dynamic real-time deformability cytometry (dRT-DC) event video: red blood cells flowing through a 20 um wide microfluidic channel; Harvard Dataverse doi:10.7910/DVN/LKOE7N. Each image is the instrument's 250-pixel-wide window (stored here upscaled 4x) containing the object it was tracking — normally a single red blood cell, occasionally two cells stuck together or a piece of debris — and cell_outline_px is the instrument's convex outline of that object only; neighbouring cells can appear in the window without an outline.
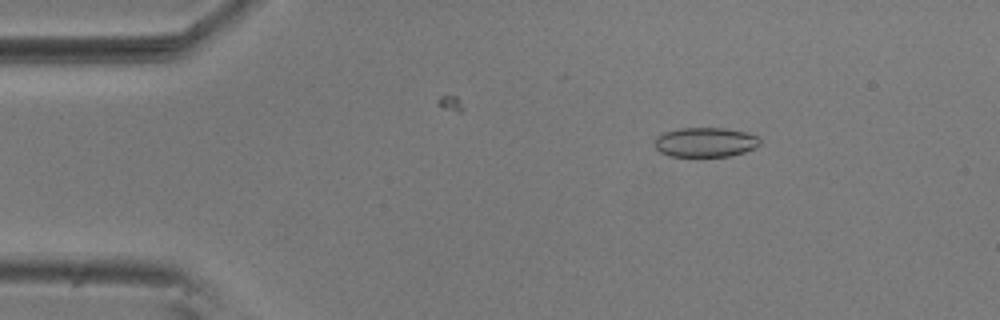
{"species": "common noctule bat (a hibernating species)", "species_latin": "Nyctalus noctula", "temperature_condition": "room temperature", "stored_images_in_passage": 45, "camera_frame_rate_fps": 3000, "um_per_image_px": 0.085, "animal": {"sex": "male", "body_mass_g": 20.5, "forearm_length_mm": 52.5}, "frame": {"image": 1, "passage_image": 8, "time_ms": 2.333, "image_size_px": [1000, 320], "cell_outline_px": [[760, 144], [756, 148], [744, 152], [728, 156], [668, 156], [660, 152], [656, 148], [656, 136], [664, 132], [680, 128], [724, 128], [748, 132], [756, 136], [760, 140]], "centroid_in_image_um": [59.97, 12.08], "position_along_channel_um": 25.0, "area_um2": 18.15}}
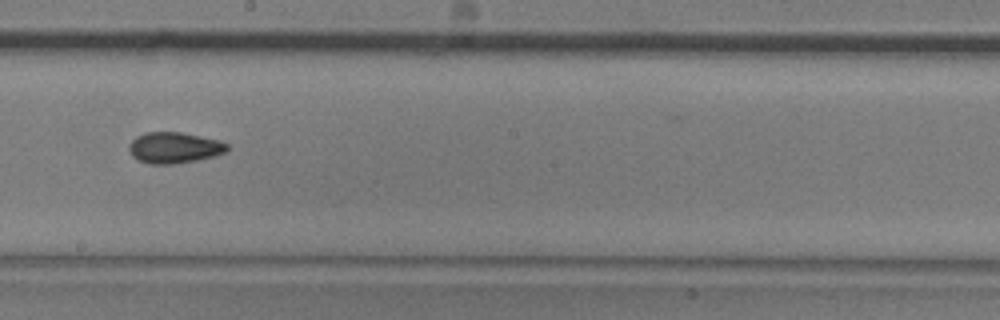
{"frame": {"image": 2, "passage_image": 30, "time_ms": 9.667, "image_size_px": [1000, 320], "cell_outline_px": [[228, 152], [216, 156], [196, 160], [172, 164], [148, 164], [136, 160], [132, 156], [128, 148], [128, 144], [136, 136], [144, 132], [180, 132], [220, 140], [228, 144]], "centroid_in_image_um": [14.8, 12.56], "position_along_channel_um": 233.4, "area_um2": 18.03}}
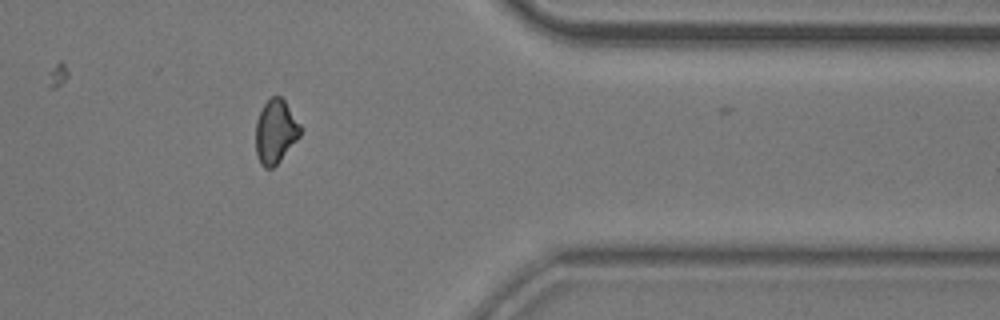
{"frame": {"image": 3, "passage_image": 44, "time_ms": 14.333, "image_size_px": [1000, 320], "cell_outline_px": [[300, 136], [280, 160], [272, 168], [264, 168], [260, 164], [256, 156], [256, 120], [264, 104], [272, 96], [280, 96], [284, 100], [300, 124]], "centroid_in_image_um": [23.4, 11.2], "position_along_channel_um": 388.0, "area_um2": 16.42}}